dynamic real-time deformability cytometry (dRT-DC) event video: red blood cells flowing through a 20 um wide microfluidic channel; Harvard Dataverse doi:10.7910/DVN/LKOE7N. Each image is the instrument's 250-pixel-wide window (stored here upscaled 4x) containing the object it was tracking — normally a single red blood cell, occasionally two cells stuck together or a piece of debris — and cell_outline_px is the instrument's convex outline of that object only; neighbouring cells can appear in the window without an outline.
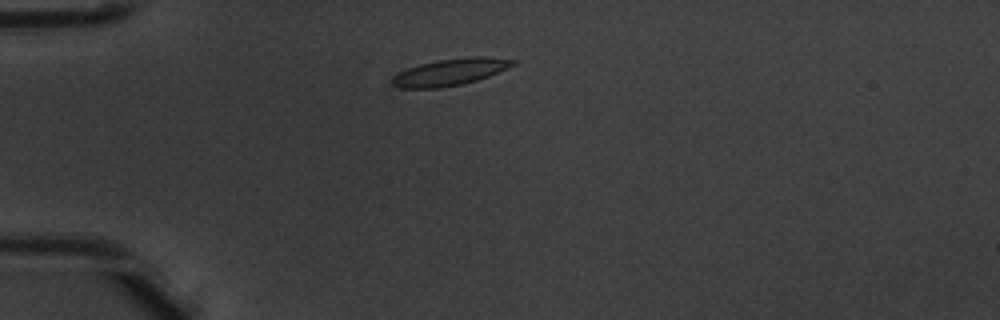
{"species": "common noctule bat (a hibernating species)", "species_latin": "Nyctalus noctula", "temperature_condition": "warm", "stored_images_in_passage": 5, "camera_frame_rate_fps": 3000, "um_per_image_px": 0.085, "animal": {"sex": "male", "body_mass_g": 20.1, "forearm_length_mm": 53.5}, "frame": {"image": 1, "passage_image": 2, "time_ms": 0.333, "image_size_px": [1000, 320], "cell_outline_px": [[516, 64], [508, 68], [488, 76], [464, 84], [440, 88], [400, 88], [392, 84], [392, 80], [400, 72], [408, 68], [420, 64], [436, 60], [472, 56], [484, 56], [516, 60]], "centroid_in_image_um": [38.3, 6.12], "position_along_channel_um": 46.7, "area_um2": 18.73}}